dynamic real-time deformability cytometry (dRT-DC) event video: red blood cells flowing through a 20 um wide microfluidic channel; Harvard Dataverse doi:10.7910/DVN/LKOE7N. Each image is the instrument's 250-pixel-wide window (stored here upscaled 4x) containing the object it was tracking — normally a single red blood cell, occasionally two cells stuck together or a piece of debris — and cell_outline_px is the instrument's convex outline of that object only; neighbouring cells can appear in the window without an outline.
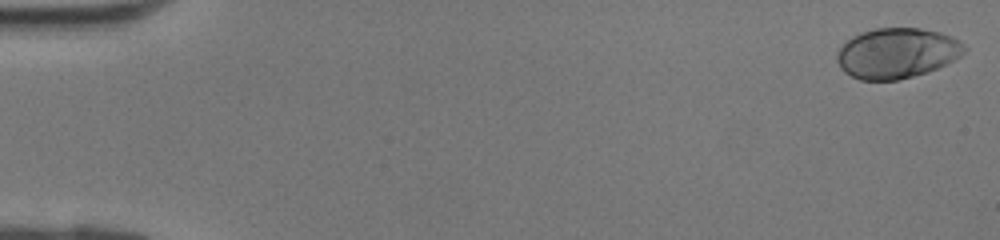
{"species": "human", "species_latin": "Homo sapiens", "temperature_condition": "room temperature", "stored_images_in_passage": 42, "camera_frame_rate_fps": 3000, "um_per_image_px": 0.085, "donor": {"sex": "female"}, "frame": {"image": 1, "passage_image": 1, "time_ms": 0.0, "image_size_px": [1000, 240], "cell_outline_px": [[968, 48], [960, 56], [928, 72], [900, 80], [860, 80], [844, 72], [840, 68], [836, 60], [836, 52], [852, 36], [860, 32], [876, 28], [920, 28], [940, 32], [952, 36], [960, 40]], "centroid_in_image_um": [76.23, 4.51], "position_along_channel_um": 8.8, "area_um2": 37.51}}
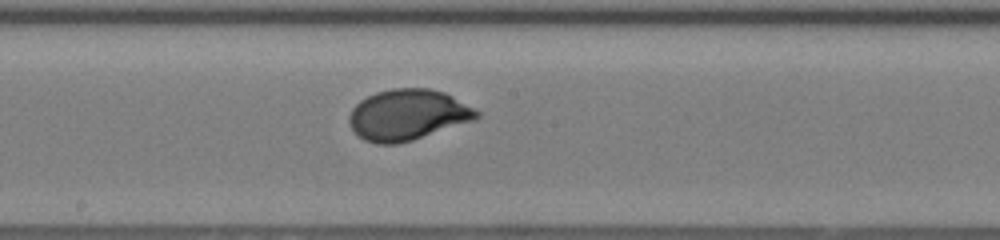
{"frame": {"image": 2, "passage_image": 23, "time_ms": 7.333, "image_size_px": [1000, 240], "cell_outline_px": [[480, 116], [472, 120], [412, 140], [396, 144], [376, 144], [364, 140], [352, 128], [348, 120], [348, 116], [352, 108], [360, 100], [376, 92], [392, 88], [428, 88], [444, 92], [452, 96], [480, 112]], "centroid_in_image_um": [34.61, 9.75], "position_along_channel_um": 213.6, "area_um2": 37.4}}
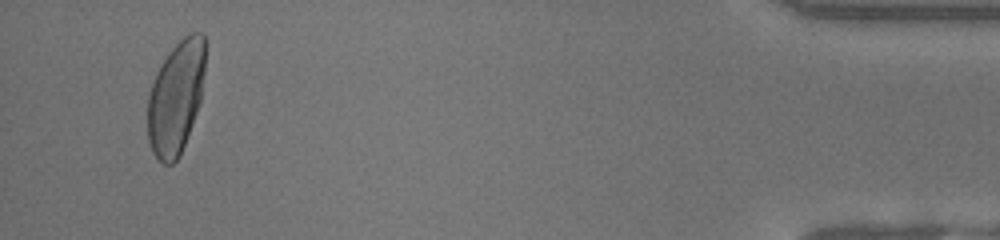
{"frame": {"image": 3, "passage_image": 40, "time_ms": 13.0, "image_size_px": [1000, 240], "cell_outline_px": [[204, 72], [200, 100], [196, 112], [180, 156], [172, 164], [164, 164], [152, 152], [148, 140], [148, 96], [156, 72], [160, 64], [168, 52], [188, 32], [200, 32], [204, 36]], "centroid_in_image_um": [14.94, 8.27], "position_along_channel_um": 420.3, "area_um2": 37.69}}